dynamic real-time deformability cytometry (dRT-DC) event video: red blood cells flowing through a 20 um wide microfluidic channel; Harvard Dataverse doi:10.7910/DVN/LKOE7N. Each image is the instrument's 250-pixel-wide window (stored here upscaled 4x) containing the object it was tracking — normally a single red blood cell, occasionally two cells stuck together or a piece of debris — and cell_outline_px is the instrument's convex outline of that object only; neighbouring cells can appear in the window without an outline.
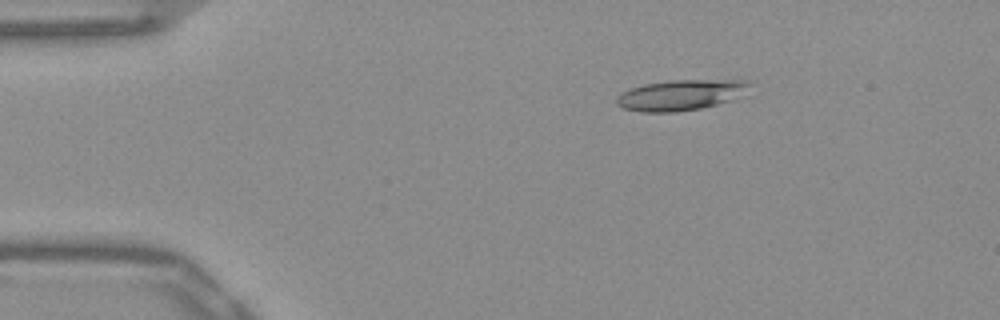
{"species": "Egyptian fruit bat (a non-hibernating species)", "species_latin": "Rousettus aegyptiacus", "temperature_condition": "warm", "stored_images_in_passage": 44, "camera_frame_rate_fps": 3000, "um_per_image_px": 0.085, "frame": {"image": 1, "passage_image": 1, "time_ms": 0.0, "image_size_px": [1000, 320], "cell_outline_px": [[748, 84], [728, 100], [716, 104], [700, 108], [672, 112], [644, 112], [624, 108], [616, 104], [616, 100], [620, 92], [644, 84], [672, 80], [740, 80]], "centroid_in_image_um": [57.67, 8.08], "position_along_channel_um": 27.3, "area_um2": 22.66}}
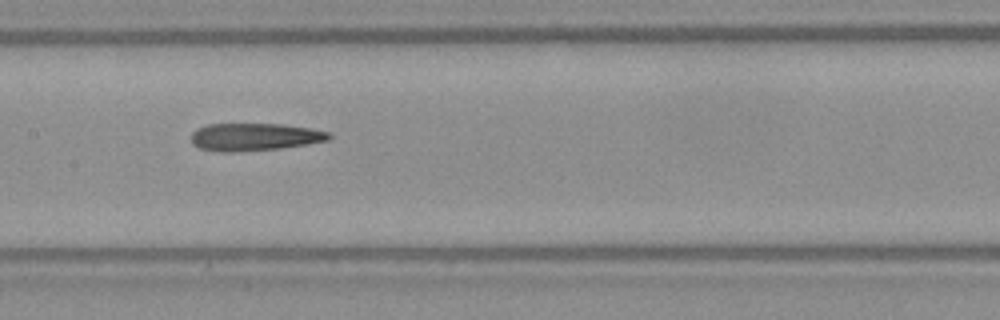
{"frame": {"image": 2, "passage_image": 18, "time_ms": 5.667, "image_size_px": [1000, 320], "cell_outline_px": [[332, 136], [328, 140], [308, 144], [280, 148], [236, 152], [220, 152], [200, 148], [192, 144], [192, 132], [196, 128], [208, 124], [280, 124], [312, 128], [332, 132]], "centroid_in_image_um": [21.65, 11.63], "position_along_channel_um": 185.7, "area_um2": 22.31}}
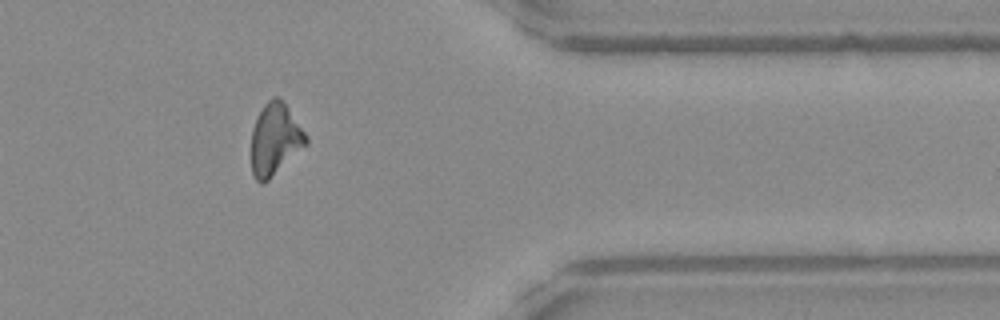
{"frame": {"image": 3, "passage_image": 35, "time_ms": 11.333, "image_size_px": [1000, 320], "cell_outline_px": [[308, 144], [264, 184], [260, 184], [256, 180], [252, 172], [252, 128], [264, 104], [272, 96], [276, 96], [288, 108], [308, 136]], "centroid_in_image_um": [23.39, 11.87], "position_along_channel_um": 388.0, "area_um2": 22.72}, "authors_computed_cell_mechanics": {"area_um2": 22.3975, "velocity_mm_per_s": 3.8891, "shape_relaxation_time_tau1_ms": null, "shape_relaxation_time_tau2_ms": 5.4466, "deformation_change_tau1": null, "deformation_change_tau2": 0.194}}